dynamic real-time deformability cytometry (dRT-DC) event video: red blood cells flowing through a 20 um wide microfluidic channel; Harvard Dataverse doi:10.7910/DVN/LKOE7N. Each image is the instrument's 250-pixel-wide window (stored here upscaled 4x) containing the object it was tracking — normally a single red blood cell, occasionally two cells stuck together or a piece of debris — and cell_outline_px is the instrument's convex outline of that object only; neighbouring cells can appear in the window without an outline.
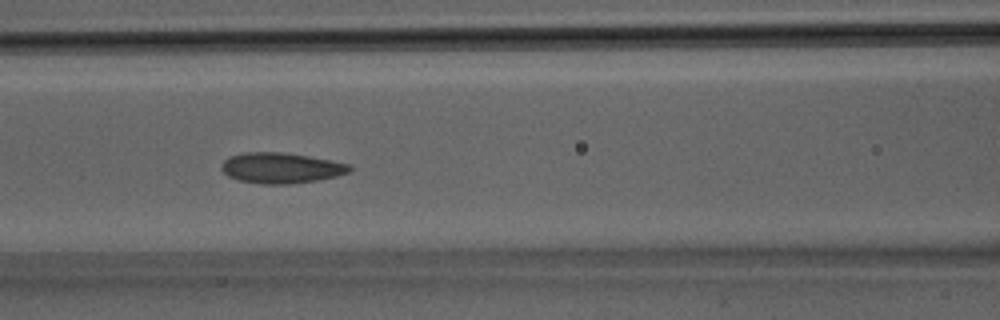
{"species": "Egyptian fruit bat (a non-hibernating species)", "species_latin": "Rousettus aegyptiacus", "temperature_condition": "room temperature", "stored_images_in_passage": 34, "camera_frame_rate_fps": 3000, "um_per_image_px": 0.085, "animal": {"sex": "male"}, "frame": {"image": 1, "passage_image": 15, "time_ms": 4.667, "image_size_px": [1000, 320], "cell_outline_px": [[352, 172], [336, 176], [316, 180], [288, 184], [264, 184], [236, 180], [228, 176], [220, 168], [220, 164], [228, 156], [244, 152], [284, 152], [308, 156], [352, 164]], "centroid_in_image_um": [23.88, 14.27], "position_along_channel_um": 142.7, "area_um2": 23.06}}
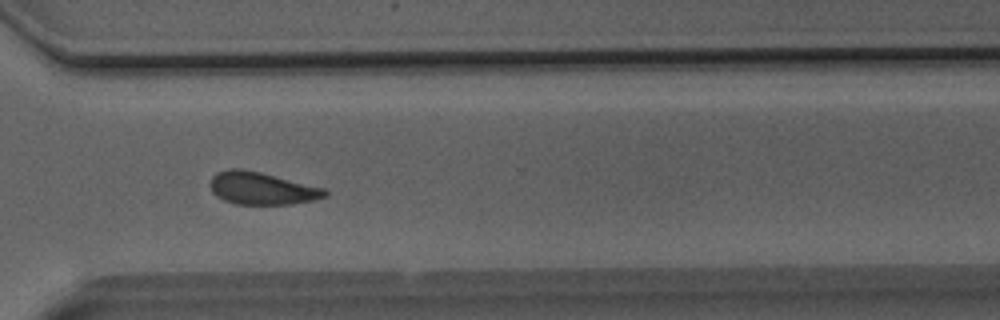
{"frame": {"image": 2, "passage_image": 25, "time_ms": 8.0, "image_size_px": [1000, 320], "cell_outline_px": [[328, 196], [312, 200], [292, 204], [236, 204], [224, 200], [216, 196], [212, 192], [208, 184], [212, 176], [216, 172], [228, 168], [240, 168], [260, 172], [324, 188], [328, 192]], "centroid_in_image_um": [22.2, 16.0], "position_along_channel_um": 348.4, "area_um2": 21.79}}
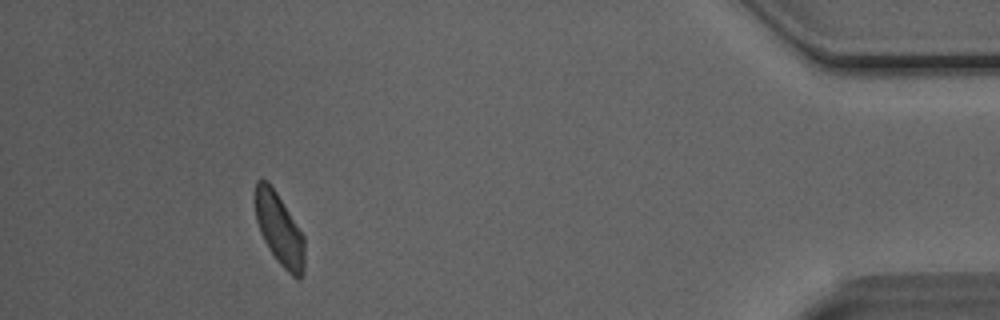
{"frame": {"image": 3, "passage_image": 31, "time_ms": 10.0, "image_size_px": [1000, 320], "cell_outline_px": [[304, 272], [300, 280], [292, 276], [280, 264], [264, 240], [260, 232], [256, 220], [256, 180], [268, 180], [276, 192], [304, 236]], "centroid_in_image_um": [23.76, 19.52], "position_along_channel_um": 411.4, "area_um2": 20.29}}